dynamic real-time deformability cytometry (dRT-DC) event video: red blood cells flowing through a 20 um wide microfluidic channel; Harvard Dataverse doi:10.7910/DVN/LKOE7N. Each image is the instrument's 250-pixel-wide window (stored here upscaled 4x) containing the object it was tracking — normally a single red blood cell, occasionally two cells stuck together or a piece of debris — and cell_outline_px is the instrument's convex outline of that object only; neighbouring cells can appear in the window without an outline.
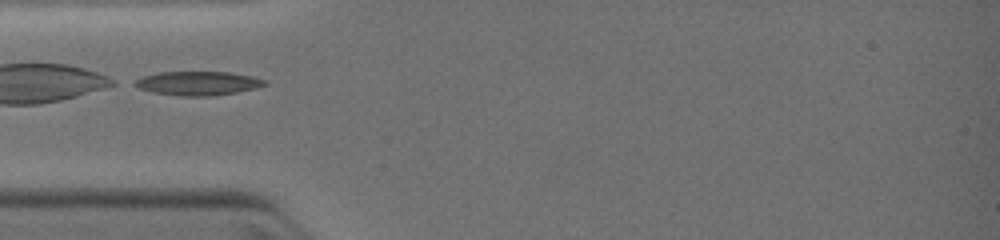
{"species": "common noctule bat (a hibernating species)", "species_latin": "Nyctalus noctula", "temperature_condition": "warm", "stored_images_in_passage": 5, "camera_frame_rate_fps": 3000, "um_per_image_px": 0.085, "animal": {"sex": "female", "body_mass_g": 19.0, "forearm_length_mm": 51.5}, "frame": {"image": 1, "passage_image": 1, "time_ms": 0.0, "image_size_px": [1000, 240], "cell_outline_px": [[268, 84], [236, 92], [208, 96], [184, 96], [152, 92], [140, 88], [132, 84], [136, 80], [144, 76], [160, 72], [228, 72], [252, 76], [268, 80]], "centroid_in_image_um": [16.83, 7.07], "position_along_channel_um": 68.2, "area_um2": 17.86}}